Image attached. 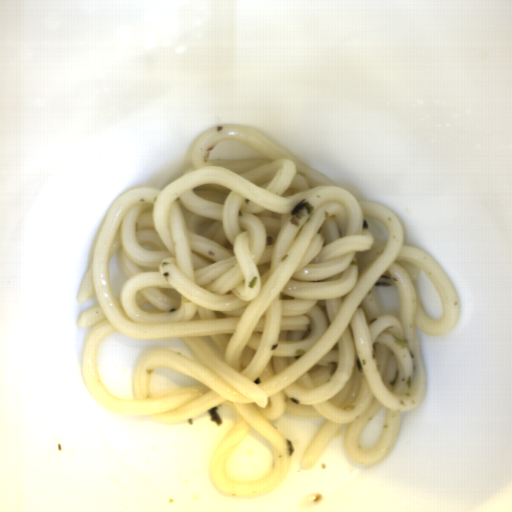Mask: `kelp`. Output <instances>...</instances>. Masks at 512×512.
I'll list each match as a JSON object with an SVG mask.
<instances>
[{
	"mask_svg": "<svg viewBox=\"0 0 512 512\" xmlns=\"http://www.w3.org/2000/svg\"><path fill=\"white\" fill-rule=\"evenodd\" d=\"M313 211H314L313 204H311L309 201H306V200L301 201L290 210V216H289L288 221L294 227H298L300 220L305 215H311Z\"/></svg>",
	"mask_w": 512,
	"mask_h": 512,
	"instance_id": "obj_1",
	"label": "kelp"
},
{
	"mask_svg": "<svg viewBox=\"0 0 512 512\" xmlns=\"http://www.w3.org/2000/svg\"><path fill=\"white\" fill-rule=\"evenodd\" d=\"M393 286L392 278L387 275H382L376 282V287H390Z\"/></svg>",
	"mask_w": 512,
	"mask_h": 512,
	"instance_id": "obj_3",
	"label": "kelp"
},
{
	"mask_svg": "<svg viewBox=\"0 0 512 512\" xmlns=\"http://www.w3.org/2000/svg\"><path fill=\"white\" fill-rule=\"evenodd\" d=\"M218 410H219V407H212L208 412L210 414V418L209 420L212 422V421H215L216 425H219V426H222V419L218 413Z\"/></svg>",
	"mask_w": 512,
	"mask_h": 512,
	"instance_id": "obj_2",
	"label": "kelp"
},
{
	"mask_svg": "<svg viewBox=\"0 0 512 512\" xmlns=\"http://www.w3.org/2000/svg\"><path fill=\"white\" fill-rule=\"evenodd\" d=\"M286 452L288 456H292L295 453L294 444L288 439L286 440Z\"/></svg>",
	"mask_w": 512,
	"mask_h": 512,
	"instance_id": "obj_4",
	"label": "kelp"
}]
</instances>
